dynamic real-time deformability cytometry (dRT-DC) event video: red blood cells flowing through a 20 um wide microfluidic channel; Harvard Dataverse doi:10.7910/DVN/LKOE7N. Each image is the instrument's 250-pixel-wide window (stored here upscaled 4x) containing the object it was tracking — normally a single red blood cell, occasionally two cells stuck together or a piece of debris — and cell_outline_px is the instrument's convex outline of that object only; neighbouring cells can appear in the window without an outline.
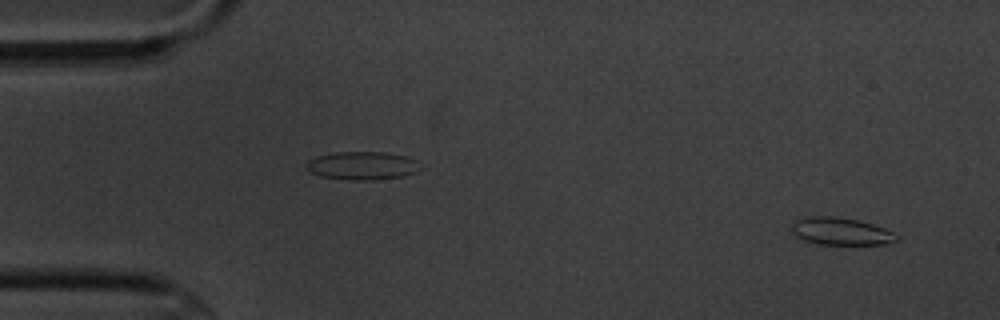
{"species": "common noctule bat (a hibernating species)", "species_latin": "Nyctalus noctula", "temperature_condition": "cold", "stored_images_in_passage": 3, "camera_frame_rate_fps": 3000, "um_per_image_px": 0.085, "animal": {"sex": "male", "body_mass_g": 20.1, "forearm_length_mm": 53.5}, "frame": {"image": 1, "passage_image": 1, "time_ms": 0.0, "image_size_px": [1000, 320], "cell_outline_px": [[900, 240], [884, 244], [816, 244], [804, 240], [796, 236], [792, 232], [792, 220], [808, 216], [836, 216], [856, 220], [872, 224], [884, 228], [900, 236]], "centroid_in_image_um": [71.45, 19.66], "position_along_channel_um": 13.5, "area_um2": 16.88}}